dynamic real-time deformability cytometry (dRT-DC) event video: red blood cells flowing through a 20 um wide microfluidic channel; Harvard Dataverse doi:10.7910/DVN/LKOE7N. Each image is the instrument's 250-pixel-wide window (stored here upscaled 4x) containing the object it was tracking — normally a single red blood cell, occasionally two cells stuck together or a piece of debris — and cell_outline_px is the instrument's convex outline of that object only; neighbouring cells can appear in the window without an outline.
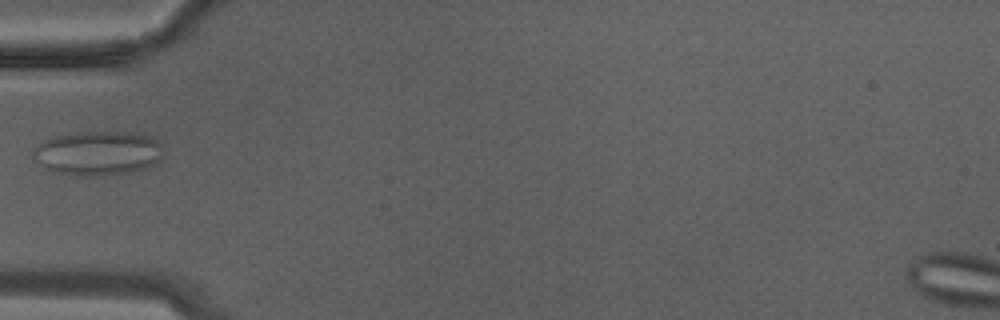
{"species": "Egyptian fruit bat (a non-hibernating species)", "species_latin": "Rousettus aegyptiacus", "temperature_condition": "warm", "stored_images_in_passage": 3, "camera_frame_rate_fps": 3000, "um_per_image_px": 0.085, "animal": {"sex": "male"}, "frame": {"image": 1, "passage_image": 2, "time_ms": 0.333, "image_size_px": [1000, 320], "cell_outline_px": [[160, 156], [152, 164], [140, 168], [124, 172], [92, 176], [88, 176], [52, 172], [44, 168], [32, 156], [32, 152], [44, 140], [56, 136], [88, 132], [132, 132], [148, 136], [156, 140], [160, 144]], "centroid_in_image_um": [8.25, 13.01], "position_along_channel_um": 76.8, "area_um2": 32.6}}